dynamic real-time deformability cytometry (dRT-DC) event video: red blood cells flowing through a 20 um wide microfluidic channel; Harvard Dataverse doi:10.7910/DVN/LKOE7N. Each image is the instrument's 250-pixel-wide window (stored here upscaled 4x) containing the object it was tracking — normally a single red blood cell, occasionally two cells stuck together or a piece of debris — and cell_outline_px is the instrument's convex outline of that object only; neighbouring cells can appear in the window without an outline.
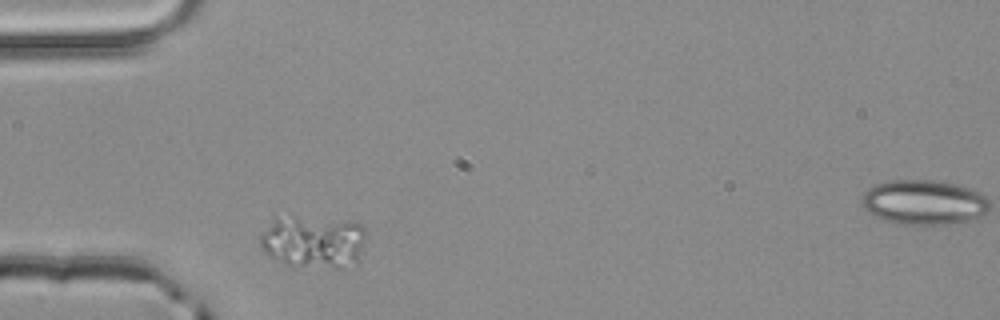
{"species": "common noctule bat (a hibernating species)", "species_latin": "Nyctalus noctula", "temperature_condition": "room temperature", "stored_images_in_passage": 2, "segment_of_instrument_passage": [1, 2], "camera_frame_rate_fps": 3000, "um_per_image_px": 0.085, "animal": {"sex": "male", "body_mass_g": 20.4}, "frame": {"image": 1, "passage_image": 1, "time_ms": 0.0, "image_size_px": [1000, 320], "cell_outline_px": [[364, 244], [360, 260], [340, 268], [336, 268], [284, 264], [268, 256], [260, 248], [260, 236], [272, 212], [288, 212], [348, 220], [360, 224], [364, 228]], "centroid_in_image_um": [26.53, 20.42], "position_along_channel_um": 58.5, "area_um2": 34.39}}